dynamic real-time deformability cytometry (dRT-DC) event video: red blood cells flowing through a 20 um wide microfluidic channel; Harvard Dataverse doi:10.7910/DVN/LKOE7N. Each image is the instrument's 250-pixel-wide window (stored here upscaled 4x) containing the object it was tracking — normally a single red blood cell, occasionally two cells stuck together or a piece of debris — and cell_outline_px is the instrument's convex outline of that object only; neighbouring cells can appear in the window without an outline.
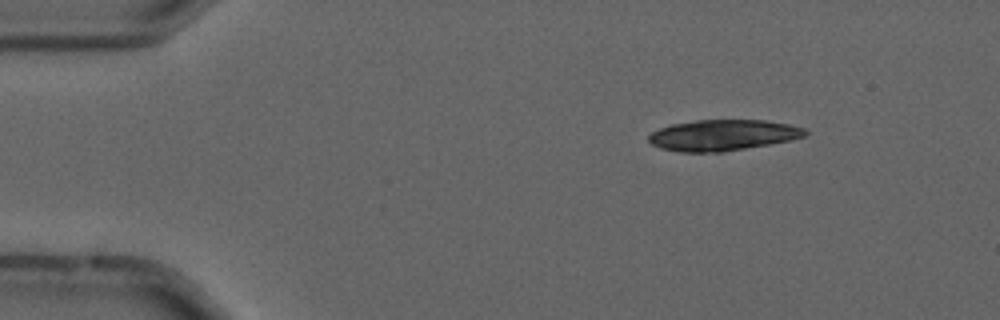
{"species": "common noctule bat (a hibernating species)", "species_latin": "Nyctalus noctula", "temperature_condition": "cold", "stored_images_in_passage": 5, "camera_frame_rate_fps": 3000, "um_per_image_px": 0.085, "animal": {"sex": "male", "forearm_length_mm": 52.5}, "frame": {"image": 1, "passage_image": 2, "time_ms": 0.333, "image_size_px": [1000, 320], "cell_outline_px": [[808, 132], [804, 136], [792, 140], [724, 152], [680, 152], [660, 148], [652, 144], [648, 140], [648, 136], [652, 132], [660, 128], [672, 124], [696, 120], [768, 120], [788, 124], [804, 128]], "centroid_in_image_um": [61.44, 11.49], "position_along_channel_um": 23.6, "area_um2": 28.26}}
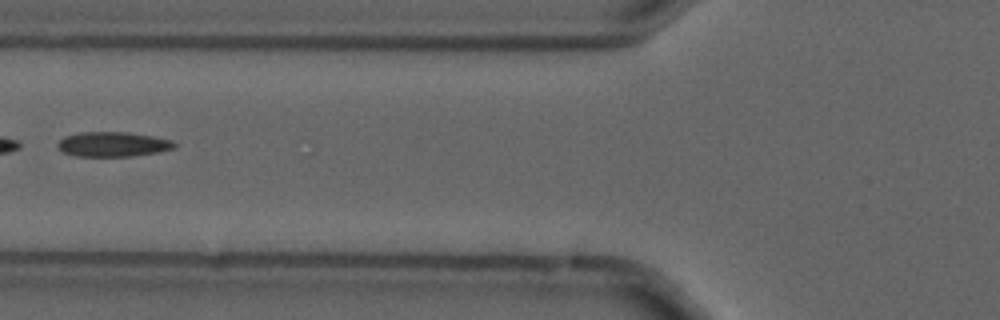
{"frame": {"image": 2, "passage_image": 5, "time_ms": 1.333, "image_size_px": [1000, 320], "cell_outline_px": [[176, 144], [172, 148], [156, 152], [128, 156], [76, 156], [64, 152], [56, 148], [56, 144], [64, 136], [80, 132], [128, 132], [152, 136], [168, 140]], "centroid_in_image_um": [9.49, 12.25], "position_along_channel_um": 116.3, "area_um2": 16.59}}